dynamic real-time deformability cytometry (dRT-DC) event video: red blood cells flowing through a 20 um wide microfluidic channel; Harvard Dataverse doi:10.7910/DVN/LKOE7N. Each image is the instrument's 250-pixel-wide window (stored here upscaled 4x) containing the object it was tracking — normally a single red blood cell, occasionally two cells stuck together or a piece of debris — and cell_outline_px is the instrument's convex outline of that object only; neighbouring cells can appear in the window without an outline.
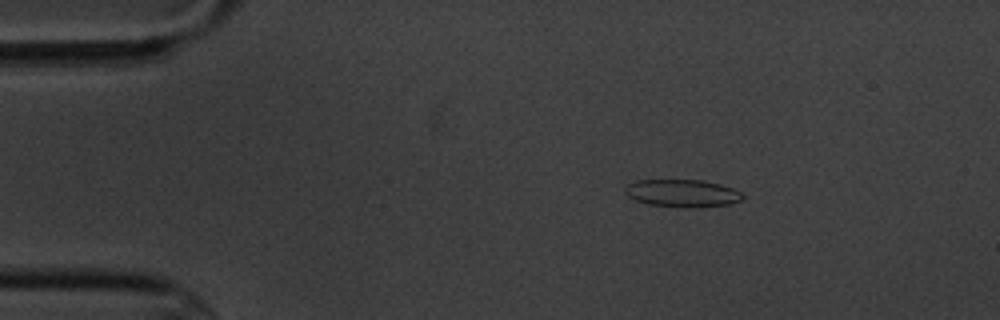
{"species": "common noctule bat (a hibernating species)", "species_latin": "Nyctalus noctula", "temperature_condition": "cold", "stored_images_in_passage": 6, "camera_frame_rate_fps": 3000, "um_per_image_px": 0.085, "animal": {"sex": "male", "body_mass_g": 20.1, "forearm_length_mm": 53.5}, "frame": {"image": 1, "passage_image": 3, "time_ms": 2.333, "image_size_px": [1000, 320], "cell_outline_px": [[744, 196], [740, 200], [728, 204], [696, 208], [684, 208], [648, 204], [636, 200], [628, 196], [624, 188], [628, 184], [636, 180], [704, 180], [720, 184], [732, 188], [740, 192]], "centroid_in_image_um": [57.99, 16.43], "position_along_channel_um": 27.0, "area_um2": 18.9}}
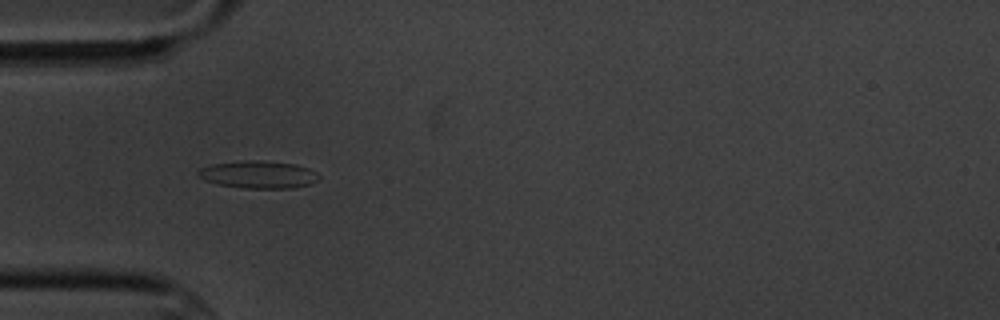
{"frame": {"image": 2, "passage_image": 5, "time_ms": 5.0, "image_size_px": [1000, 320], "cell_outline_px": [[320, 180], [312, 184], [292, 188], [244, 188], [216, 184], [204, 180], [196, 176], [196, 172], [200, 168], [212, 164], [244, 160], [260, 160], [296, 164], [308, 168], [316, 172], [320, 176]], "centroid_in_image_um": [21.96, 14.84], "position_along_channel_um": 63.0, "area_um2": 19.65}}